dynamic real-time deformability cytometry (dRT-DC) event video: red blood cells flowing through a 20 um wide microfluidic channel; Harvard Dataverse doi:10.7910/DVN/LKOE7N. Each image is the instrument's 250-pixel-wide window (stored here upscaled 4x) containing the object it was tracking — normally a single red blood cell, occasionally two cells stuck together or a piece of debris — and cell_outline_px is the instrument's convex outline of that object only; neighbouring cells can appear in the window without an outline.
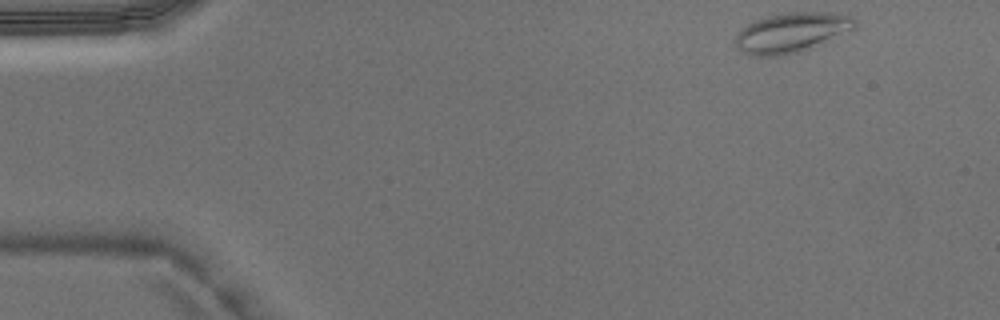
{"species": "Egyptian fruit bat (a non-hibernating species)", "species_latin": "Rousettus aegyptiacus", "temperature_condition": "warm", "stored_images_in_passage": 3, "camera_frame_rate_fps": 3000, "um_per_image_px": 0.085, "animal": {"sex": "male"}, "frame": {"image": 1, "passage_image": 1, "time_ms": 0.0, "image_size_px": [1000, 320], "cell_outline_px": [[856, 28], [812, 48], [800, 52], [780, 56], [748, 56], [740, 52], [736, 48], [736, 36], [740, 28], [756, 20], [780, 12], [828, 12], [852, 16], [856, 20]], "centroid_in_image_um": [67.26, 2.78], "position_along_channel_um": 17.7, "area_um2": 28.15}}